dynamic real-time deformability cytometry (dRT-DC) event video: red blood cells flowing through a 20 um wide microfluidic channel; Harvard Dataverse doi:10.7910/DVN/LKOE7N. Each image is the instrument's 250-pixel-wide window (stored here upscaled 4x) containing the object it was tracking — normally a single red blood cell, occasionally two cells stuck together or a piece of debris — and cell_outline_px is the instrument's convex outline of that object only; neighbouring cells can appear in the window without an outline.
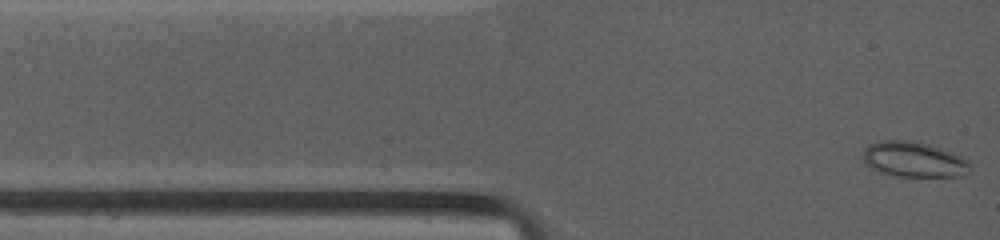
{"species": "common noctule bat (a hibernating species)", "species_latin": "Nyctalus noctula", "temperature_condition": "warm", "stored_images_in_passage": 22, "camera_frame_rate_fps": 4500, "um_per_image_px": 0.085, "animal": {"sex": "female", "body_mass_g": 19.0, "forearm_length_mm": 53.3}, "frame": {"image": 1, "passage_image": 1, "time_ms": 0.0, "image_size_px": [1000, 240], "cell_outline_px": [[972, 172], [964, 176], [892, 176], [868, 168], [864, 164], [860, 156], [860, 152], [868, 144], [876, 140], [912, 140], [928, 144], [952, 152], [968, 160], [972, 168]], "centroid_in_image_um": [77.61, 13.55], "position_along_channel_um": 7.4, "area_um2": 22.83}}
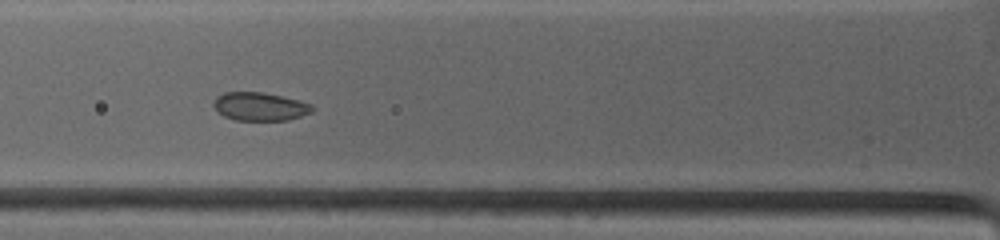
{"frame": {"image": 2, "passage_image": 20, "time_ms": 3.556, "image_size_px": [1000, 240], "cell_outline_px": [[312, 112], [288, 120], [236, 120], [224, 116], [212, 104], [216, 96], [224, 92], [264, 92], [300, 100], [312, 104]], "centroid_in_image_um": [22.1, 9.04], "position_along_channel_um": 103.7, "area_um2": 16.24}}
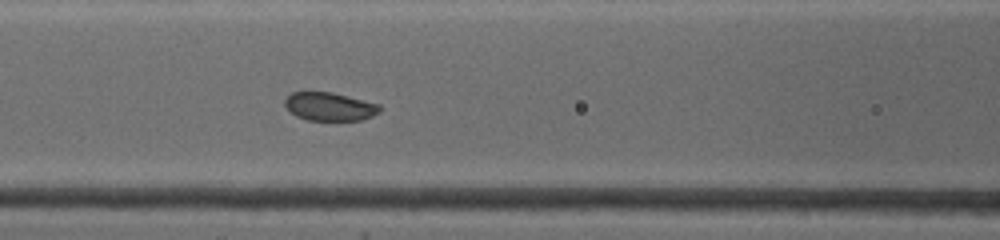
{"frame": {"image": 3, "passage_image": 22, "time_ms": 4.444, "image_size_px": [1000, 240], "cell_outline_px": [[380, 112], [372, 116], [360, 120], [308, 120], [296, 116], [284, 104], [284, 100], [292, 92], [332, 92], [380, 104]], "centroid_in_image_um": [28.03, 9.05], "position_along_channel_um": 138.6, "area_um2": 15.55}}